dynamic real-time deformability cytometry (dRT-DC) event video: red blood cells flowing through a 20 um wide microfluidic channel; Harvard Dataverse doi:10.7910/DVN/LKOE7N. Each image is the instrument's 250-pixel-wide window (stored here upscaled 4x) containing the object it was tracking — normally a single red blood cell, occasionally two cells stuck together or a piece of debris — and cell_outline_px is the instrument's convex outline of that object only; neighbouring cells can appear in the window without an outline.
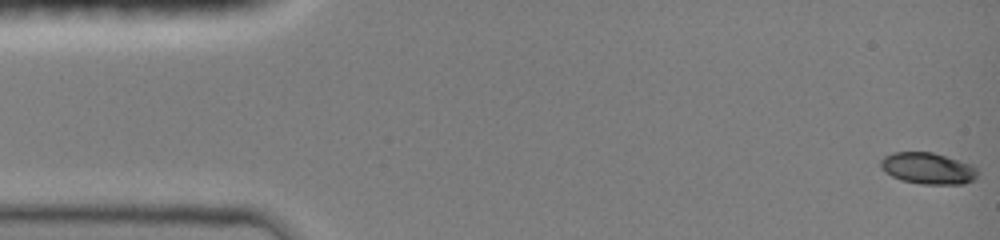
{"species": "common noctule bat (a hibernating species)", "species_latin": "Nyctalus noctula", "temperature_condition": "room temperature", "stored_images_in_passage": 48, "camera_frame_rate_fps": 3000, "um_per_image_px": 0.085, "animal": {"sex": "female", "body_mass_g": 19.0, "forearm_length_mm": 51.5}, "frame": {"image": 1, "passage_image": 1, "time_ms": 0.0, "image_size_px": [1000, 240], "cell_outline_px": [[980, 172], [976, 180], [964, 184], [920, 184], [900, 180], [884, 172], [880, 168], [880, 160], [884, 156], [892, 152], [932, 152], [972, 164]], "centroid_in_image_um": [78.89, 14.32], "position_along_channel_um": 6.1, "area_um2": 18.15}}
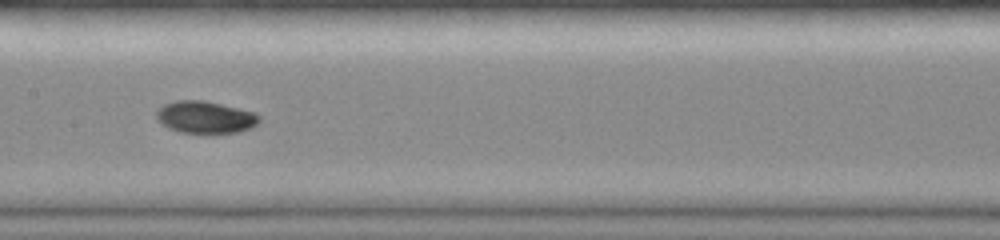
{"frame": {"image": 2, "passage_image": 24, "time_ms": 7.667, "image_size_px": [1000, 240], "cell_outline_px": [[260, 120], [256, 124], [240, 132], [180, 132], [168, 128], [156, 116], [156, 112], [164, 104], [176, 100], [204, 100], [256, 112], [260, 116]], "centroid_in_image_um": [17.47, 9.94], "position_along_channel_um": 189.9, "area_um2": 18.96}}
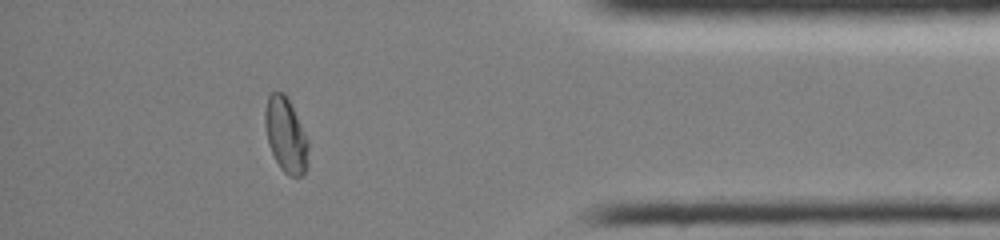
{"frame": {"image": 3, "passage_image": 42, "time_ms": 13.667, "image_size_px": [1000, 240], "cell_outline_px": [[308, 168], [300, 176], [288, 176], [280, 168], [268, 144], [264, 124], [264, 112], [268, 96], [272, 92], [284, 92], [288, 96], [308, 140]], "centroid_in_image_um": [24.29, 11.47], "position_along_channel_um": 410.9, "area_um2": 19.07}, "authors_computed_cell_mechanics": {"area_um2": 18.8139, "velocity_mm_per_s": 4.0604, "shape_relaxation_time_tau1_ms": 7.042, "shape_relaxation_time_tau2_ms": 2.45, "deformation_change_tau1": 0.2193, "deformation_change_tau2": 0.0325}}